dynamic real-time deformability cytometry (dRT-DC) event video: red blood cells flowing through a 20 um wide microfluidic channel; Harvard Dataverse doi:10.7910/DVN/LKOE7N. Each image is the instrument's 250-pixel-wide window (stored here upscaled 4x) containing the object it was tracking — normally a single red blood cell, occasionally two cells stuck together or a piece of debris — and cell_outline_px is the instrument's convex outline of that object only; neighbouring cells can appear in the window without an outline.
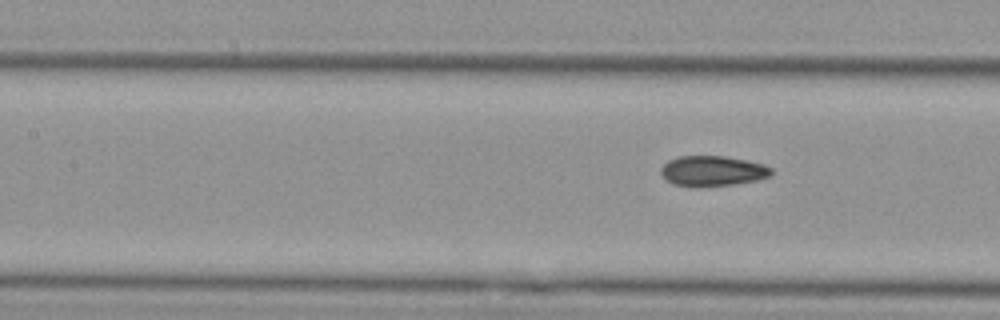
{"species": "Egyptian fruit bat (a non-hibernating species)", "species_latin": "Rousettus aegyptiacus", "temperature_condition": "cold", "stored_images_in_passage": 6, "segment_of_instrument_passage": [2, 2], "camera_frame_rate_fps": 3000, "um_per_image_px": 0.085, "animal": {"sex": "female"}, "frame": {"image": 1, "passage_image": 6, "time_ms": 1.667, "image_size_px": [1000, 320], "cell_outline_px": [[772, 176], [756, 180], [732, 184], [672, 184], [660, 172], [660, 168], [668, 160], [676, 156], [724, 156], [764, 164], [772, 168]], "centroid_in_image_um": [60.59, 14.48], "position_along_channel_um": 146.8, "area_um2": 18.79}}